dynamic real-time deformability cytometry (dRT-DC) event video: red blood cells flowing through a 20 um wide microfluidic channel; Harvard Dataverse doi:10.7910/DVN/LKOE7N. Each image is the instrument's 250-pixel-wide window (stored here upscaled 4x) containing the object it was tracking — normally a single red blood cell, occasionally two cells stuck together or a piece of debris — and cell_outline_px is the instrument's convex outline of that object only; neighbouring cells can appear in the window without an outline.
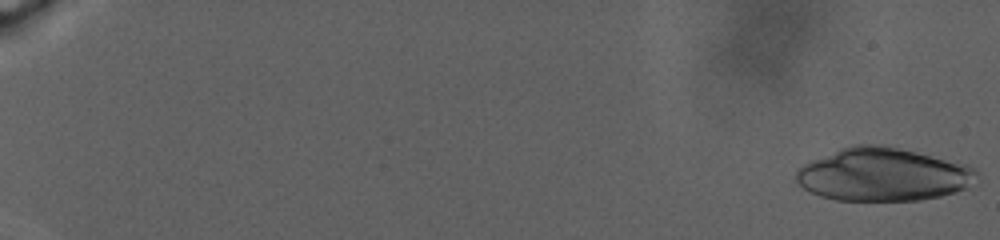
{"species": "human", "species_latin": "Homo sapiens", "temperature_condition": "warm", "stored_images_in_passage": 81, "camera_frame_rate_fps": 3000, "um_per_image_px": 0.085, "donor": {"sex": "male"}, "frame": {"image": 1, "passage_image": 1, "time_ms": 0.0, "image_size_px": [1000, 240], "cell_outline_px": [[976, 172], [968, 188], [956, 192], [940, 196], [920, 200], [836, 200], [820, 196], [804, 188], [796, 180], [796, 172], [804, 164], [812, 160], [840, 148], [852, 144], [876, 144], [896, 148], [964, 164], [972, 168]], "centroid_in_image_um": [75.0, 14.84], "position_along_channel_um": 10.0, "area_um2": 54.91}}
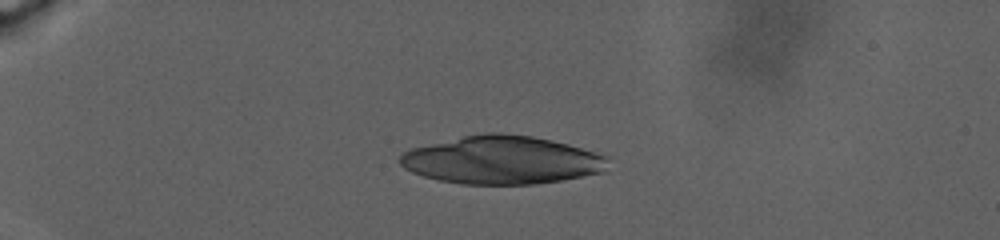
{"frame": {"image": 2, "passage_image": 79, "time_ms": 9.0, "image_size_px": [1000, 240], "cell_outline_px": [[608, 160], [604, 172], [564, 180], [536, 184], [460, 184], [440, 180], [424, 176], [412, 172], [404, 168], [396, 160], [404, 152], [412, 148], [464, 136], [488, 132], [500, 132], [532, 136], [568, 144], [604, 156]], "centroid_in_image_um": [42.63, 13.61], "position_along_channel_um": 42.4, "area_um2": 58.09}}